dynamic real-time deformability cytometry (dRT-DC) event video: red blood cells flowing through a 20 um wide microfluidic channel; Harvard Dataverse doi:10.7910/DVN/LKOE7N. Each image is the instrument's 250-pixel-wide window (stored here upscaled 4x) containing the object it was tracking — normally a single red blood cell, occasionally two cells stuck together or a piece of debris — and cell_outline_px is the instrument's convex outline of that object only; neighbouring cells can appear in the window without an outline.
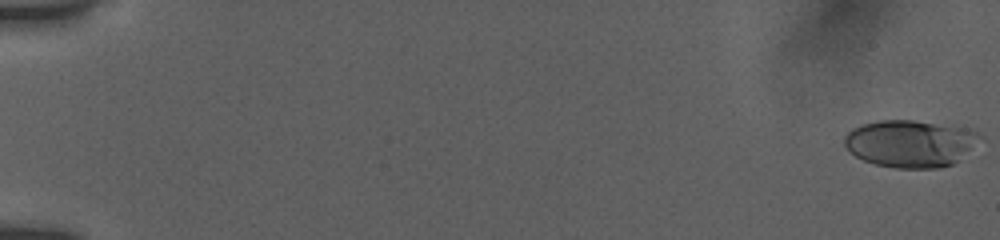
{"species": "human", "species_latin": "Homo sapiens", "temperature_condition": "room temperature", "stored_images_in_passage": 50, "camera_frame_rate_fps": 3000, "um_per_image_px": 0.085, "donor": {"sex": "female"}, "frame": {"image": 1, "passage_image": 1, "time_ms": 0.0, "image_size_px": [1000, 240], "cell_outline_px": [[976, 132], [968, 148], [952, 164], [940, 168], [896, 168], [876, 164], [864, 160], [848, 152], [844, 144], [844, 136], [852, 128], [864, 124], [880, 120], [912, 120], [960, 128]], "centroid_in_image_um": [77.18, 12.21], "position_along_channel_um": 7.8, "area_um2": 35.84}}
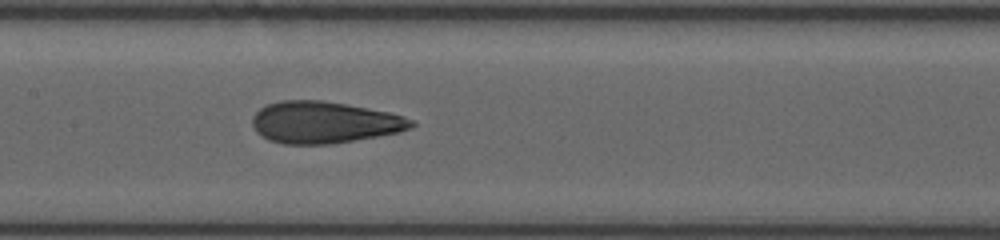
{"frame": {"image": 2, "passage_image": 27, "time_ms": 9.333, "image_size_px": [1000, 240], "cell_outline_px": [[416, 124], [408, 128], [396, 132], [376, 136], [328, 144], [284, 144], [268, 140], [256, 132], [252, 124], [252, 116], [260, 108], [268, 104], [280, 100], [320, 100], [344, 104], [388, 112], [404, 116], [412, 120]], "centroid_in_image_um": [27.49, 10.4], "position_along_channel_um": 179.9, "area_um2": 38.26}}
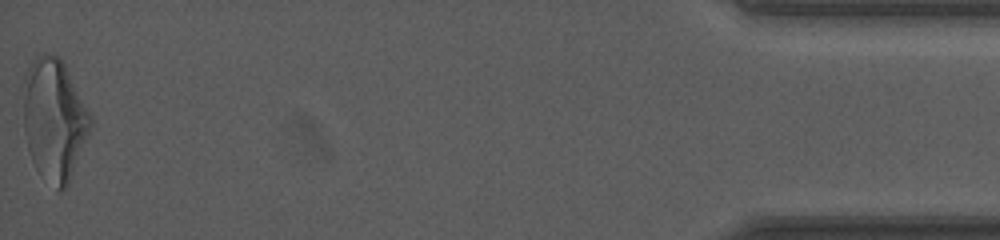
{"frame": {"image": 3, "passage_image": 50, "time_ms": 18.0, "image_size_px": [1000, 240], "cell_outline_px": [[92, 124], [88, 136], [68, 184], [60, 192], [56, 192], [36, 168], [32, 160], [28, 148], [24, 132], [20, 88], [24, 76], [28, 68], [36, 56], [44, 52], [60, 56], [92, 116]], "centroid_in_image_um": [4.56, 10.13], "position_along_channel_um": 430.6, "area_um2": 48.44}, "authors_computed_cell_mechanics": {"area_um2": 37.57, "velocity_mm_per_s": 3.8694, "shape_relaxation_time_tau1_ms": 5.3288, "shape_relaxation_time_tau2_ms": 1.1981, "deformation_change_tau1": 0.1969, "deformation_change_tau2": 0.0912}}